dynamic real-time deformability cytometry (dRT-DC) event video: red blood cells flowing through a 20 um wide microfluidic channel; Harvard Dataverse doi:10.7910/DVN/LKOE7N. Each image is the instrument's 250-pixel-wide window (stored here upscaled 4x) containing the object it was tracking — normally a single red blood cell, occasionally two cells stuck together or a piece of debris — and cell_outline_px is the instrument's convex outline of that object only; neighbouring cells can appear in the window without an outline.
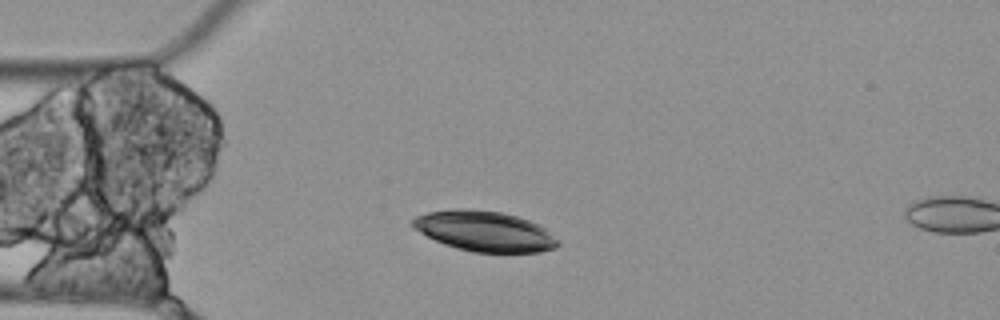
{"species": "Egyptian fruit bat (a non-hibernating species)", "species_latin": "Rousettus aegyptiacus", "temperature_condition": "cold", "stored_images_in_passage": 2, "camera_frame_rate_fps": 3000, "um_per_image_px": 0.085, "animal": {"sex": "female"}, "frame": {"image": 1, "passage_image": 1, "time_ms": 0.0, "image_size_px": [1000, 320], "cell_outline_px": [[560, 244], [556, 248], [540, 252], [472, 252], [456, 248], [444, 244], [412, 228], [412, 220], [416, 216], [428, 212], [460, 208], [468, 208], [500, 212], [516, 216], [528, 220], [544, 228], [560, 240]], "centroid_in_image_um": [41.2, 19.65], "position_along_channel_um": 43.8, "area_um2": 34.04}}